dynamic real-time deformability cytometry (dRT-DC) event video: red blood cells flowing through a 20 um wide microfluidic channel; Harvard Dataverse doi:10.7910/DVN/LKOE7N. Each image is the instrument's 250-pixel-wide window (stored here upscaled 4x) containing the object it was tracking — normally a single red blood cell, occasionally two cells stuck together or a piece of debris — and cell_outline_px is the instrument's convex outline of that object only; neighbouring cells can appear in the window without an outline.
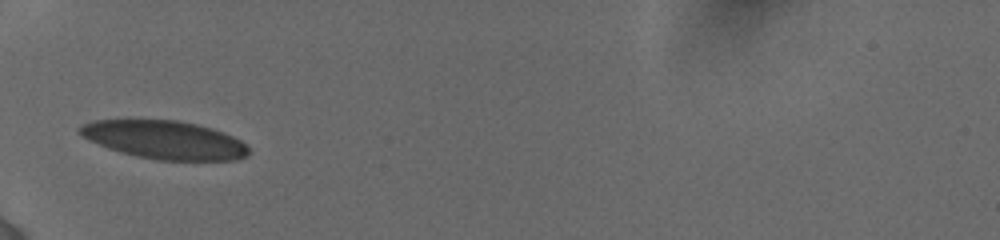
{"species": "human", "species_latin": "Homo sapiens", "temperature_condition": "cold", "stored_images_in_passage": 25, "camera_frame_rate_fps": 3000, "um_per_image_px": 0.085, "donor": {"sex": "female"}, "frame": {"image": 1, "passage_image": 1, "time_ms": 0.0, "image_size_px": [1000, 240], "cell_outline_px": [[248, 156], [236, 160], [156, 160], [136, 156], [120, 152], [108, 148], [88, 140], [80, 136], [76, 128], [80, 124], [92, 120], [180, 120], [212, 128], [232, 136], [240, 140], [248, 148]], "centroid_in_image_um": [13.93, 11.88], "position_along_channel_um": 71.1, "area_um2": 37.86}}
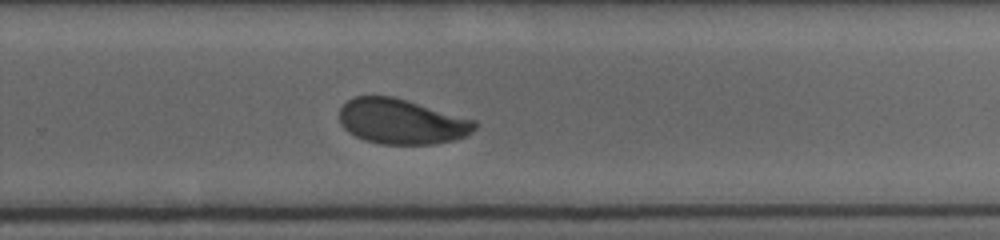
{"frame": {"image": 2, "passage_image": 14, "time_ms": 6.0, "image_size_px": [1000, 240], "cell_outline_px": [[480, 124], [472, 132], [464, 136], [452, 140], [436, 144], [380, 144], [364, 140], [348, 132], [340, 124], [340, 108], [348, 100], [356, 96], [392, 96], [408, 100], [476, 120]], "centroid_in_image_um": [34.15, 10.33], "position_along_channel_um": 295.6, "area_um2": 35.78}}
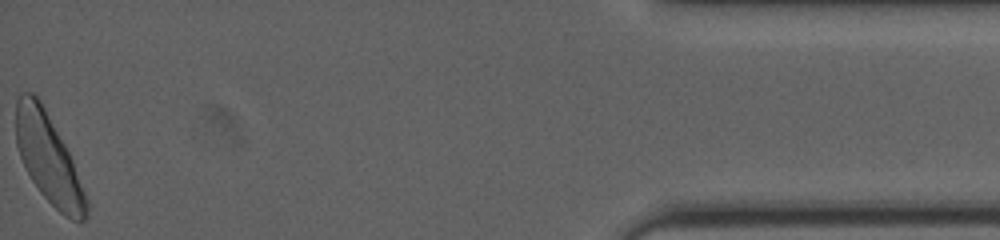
{"frame": {"image": 3, "passage_image": 25, "time_ms": 11.333, "image_size_px": [1000, 240], "cell_outline_px": [[88, 216], [80, 224], [64, 216], [40, 192], [32, 180], [20, 156], [16, 144], [16, 100], [20, 92], [32, 92], [40, 100], [64, 144], [72, 160], [88, 200]], "centroid_in_image_um": [4.12, 13.51], "position_along_channel_um": 431.1, "area_um2": 36.13}, "authors_computed_cell_mechanics": {"area_um2": 36.992, "velocity_mm_per_s": 3.8432, "shape_relaxation_time_tau1_ms": 3.2843, "shape_relaxation_time_tau2_ms": 1.0957, "deformation_change_tau1": 0.1048, "deformation_change_tau2": 0.0587}}